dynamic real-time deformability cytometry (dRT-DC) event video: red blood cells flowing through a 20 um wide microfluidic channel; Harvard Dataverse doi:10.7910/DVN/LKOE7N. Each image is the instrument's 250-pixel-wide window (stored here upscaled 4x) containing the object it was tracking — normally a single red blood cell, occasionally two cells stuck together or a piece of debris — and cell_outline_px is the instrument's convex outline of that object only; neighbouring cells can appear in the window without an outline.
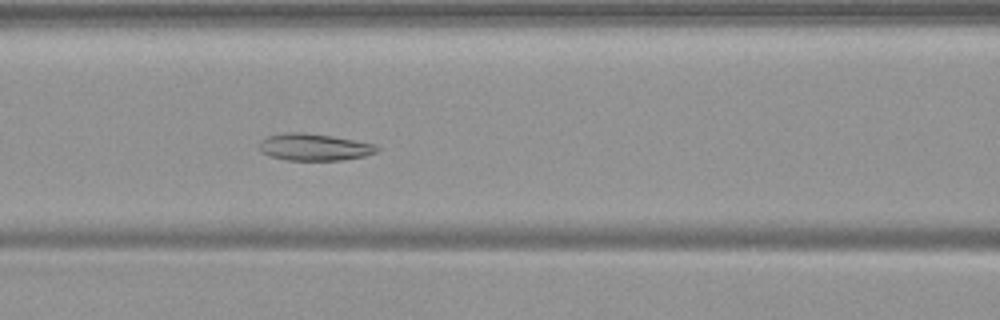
{"species": "common noctule bat (a hibernating species)", "species_latin": "Nyctalus noctula", "temperature_condition": "warm", "stored_images_in_passage": 56, "camera_frame_rate_fps": 3000, "um_per_image_px": 0.085, "animal": {"sex": "female", "body_mass_g": 19.9}, "frame": {"image": 1, "passage_image": 25, "time_ms": 8.0, "image_size_px": [1000, 320], "cell_outline_px": [[380, 148], [376, 152], [364, 156], [344, 160], [284, 160], [268, 156], [260, 152], [260, 140], [268, 136], [284, 132], [304, 132], [332, 136], [376, 144]], "centroid_in_image_um": [26.68, 12.5], "position_along_channel_um": 139.9, "area_um2": 18.67}}
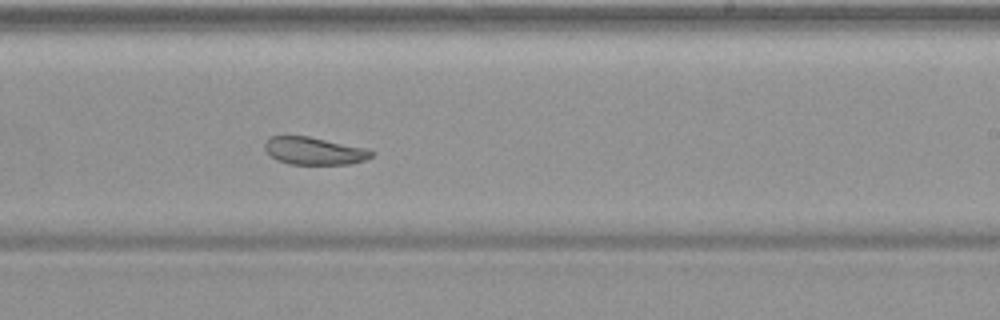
{"frame": {"image": 2, "passage_image": 35, "time_ms": 11.333, "image_size_px": [1000, 320], "cell_outline_px": [[376, 152], [372, 156], [364, 160], [352, 164], [288, 164], [276, 160], [264, 148], [264, 144], [272, 136], [308, 136], [368, 148]], "centroid_in_image_um": [26.75, 12.83], "position_along_channel_um": 262.2, "area_um2": 17.17}}
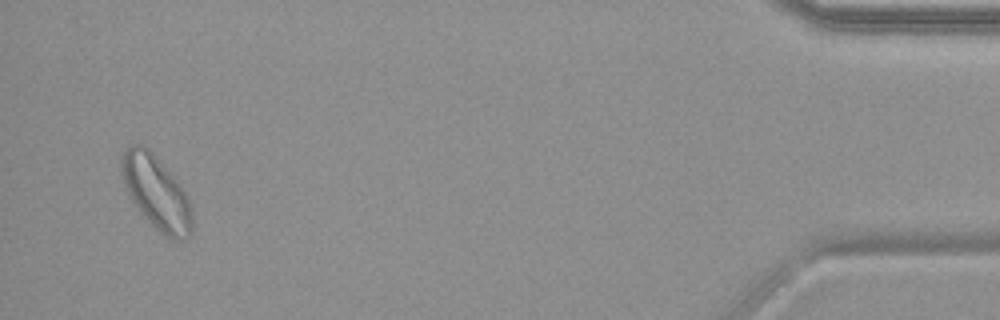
{"frame": {"image": 3, "passage_image": 54, "time_ms": 17.667, "image_size_px": [1000, 320], "cell_outline_px": [[192, 232], [188, 236], [180, 240], [176, 240], [164, 236], [132, 204], [124, 184], [120, 172], [120, 156], [132, 144], [144, 144], [156, 156], [176, 180], [188, 196], [192, 216]], "centroid_in_image_um": [13.25, 16.36], "position_along_channel_um": 421.9, "area_um2": 30.29}, "authors_computed_cell_mechanics": {"area_um2": 24.4205, "velocity_mm_per_s": 3.6984, "shape_relaxation_time_tau1_ms": null, "shape_relaxation_time_tau2_ms": 4.0418, "deformation_change_tau1": null, "deformation_change_tau2": 0.0971}}